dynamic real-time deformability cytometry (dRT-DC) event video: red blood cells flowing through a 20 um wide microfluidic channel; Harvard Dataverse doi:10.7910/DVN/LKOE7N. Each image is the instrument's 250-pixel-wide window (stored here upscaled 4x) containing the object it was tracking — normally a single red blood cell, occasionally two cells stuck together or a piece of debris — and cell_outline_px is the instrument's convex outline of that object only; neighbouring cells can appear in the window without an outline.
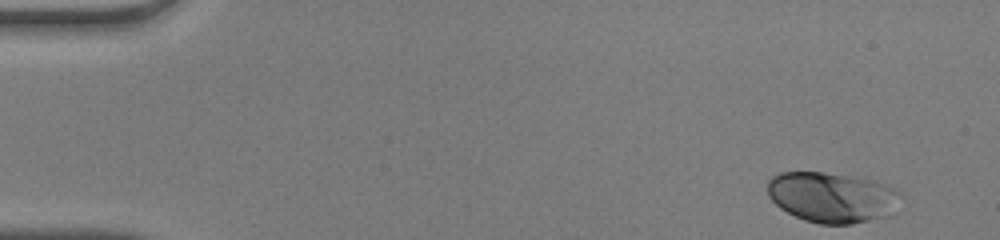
{"species": "human", "species_latin": "Homo sapiens", "temperature_condition": "warm", "stored_images_in_passage": 48, "camera_frame_rate_fps": 3000, "um_per_image_px": 0.085, "donor": {"sex": "male"}, "frame": {"image": 1, "passage_image": 1, "time_ms": 0.0, "image_size_px": [1000, 240], "cell_outline_px": [[904, 196], [892, 216], [852, 224], [820, 224], [804, 220], [780, 208], [768, 196], [768, 180], [772, 176], [780, 172], [824, 172], [864, 176], [876, 180], [896, 188]], "centroid_in_image_um": [70.82, 16.75], "position_along_channel_um": 14.2, "area_um2": 40.23}}
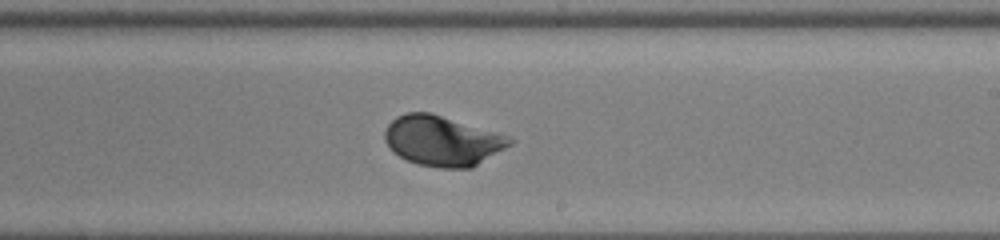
{"frame": {"image": 2, "passage_image": 28, "time_ms": 9.0, "image_size_px": [1000, 240], "cell_outline_px": [[516, 140], [512, 144], [472, 168], [440, 168], [416, 164], [392, 152], [384, 140], [384, 132], [388, 124], [396, 116], [408, 112], [428, 112], [508, 136]], "centroid_in_image_um": [37.57, 11.98], "position_along_channel_um": 251.4, "area_um2": 36.3}}
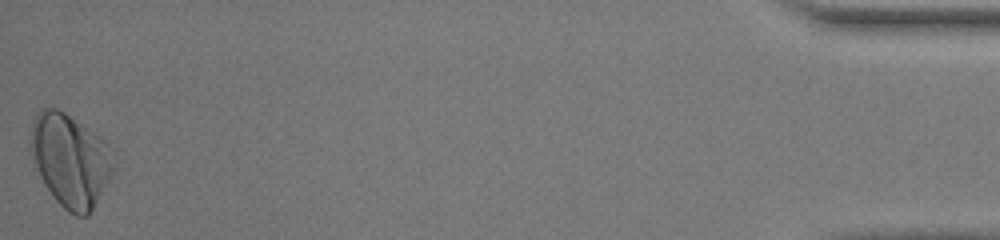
{"frame": {"image": 3, "passage_image": 48, "time_ms": 15.667, "image_size_px": [1000, 240], "cell_outline_px": [[116, 168], [88, 216], [76, 216], [68, 212], [52, 196], [44, 184], [28, 152], [28, 132], [32, 120], [40, 108], [48, 104], [64, 112], [104, 136], [112, 148]], "centroid_in_image_um": [5.96, 13.54], "position_along_channel_um": 429.2, "area_um2": 46.47}, "authors_computed_cell_mechanics": {"area_um2": 36.3273, "velocity_mm_per_s": 4.0742, "shape_relaxation_time_tau1_ms": 2.8368, "shape_relaxation_time_tau2_ms": null, "deformation_change_tau1": 0.1619, "deformation_change_tau2": null}}